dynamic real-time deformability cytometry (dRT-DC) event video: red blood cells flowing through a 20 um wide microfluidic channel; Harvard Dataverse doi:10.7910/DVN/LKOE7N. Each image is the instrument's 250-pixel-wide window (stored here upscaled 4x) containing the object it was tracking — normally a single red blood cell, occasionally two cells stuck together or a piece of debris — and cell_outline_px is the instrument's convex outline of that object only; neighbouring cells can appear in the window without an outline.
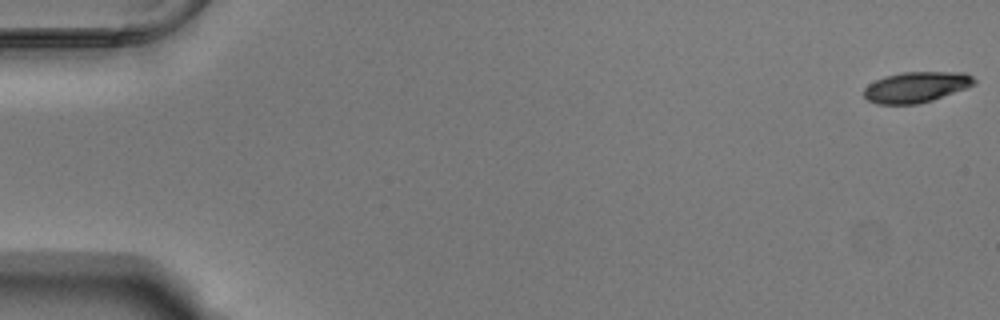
{"species": "Egyptian fruit bat (a non-hibernating species)", "species_latin": "Rousettus aegyptiacus", "temperature_condition": "warm", "stored_images_in_passage": 55, "camera_frame_rate_fps": 3000, "um_per_image_px": 0.085, "animal": {"sex": "male"}, "frame": {"image": 1, "passage_image": 1, "time_ms": 0.0, "image_size_px": [1000, 320], "cell_outline_px": [[976, 84], [932, 100], [916, 104], [876, 104], [868, 100], [864, 96], [864, 88], [868, 84], [884, 76], [900, 72], [964, 72], [972, 76], [976, 80]], "centroid_in_image_um": [77.86, 7.39], "position_along_channel_um": 7.1, "area_um2": 19.71}}
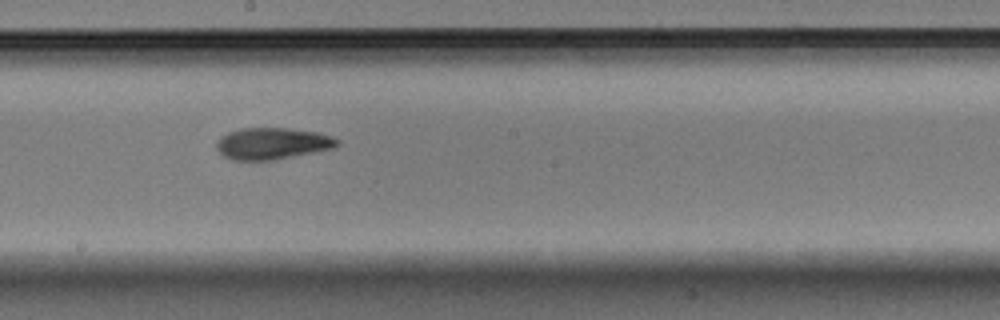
{"frame": {"image": 2, "passage_image": 31, "time_ms": 10.0, "image_size_px": [1000, 320], "cell_outline_px": [[340, 144], [332, 148], [272, 160], [232, 160], [224, 156], [216, 148], [216, 144], [220, 136], [228, 132], [240, 128], [288, 128], [316, 132], [340, 140]], "centroid_in_image_um": [23.1, 12.19], "position_along_channel_um": 225.1, "area_um2": 22.02}}
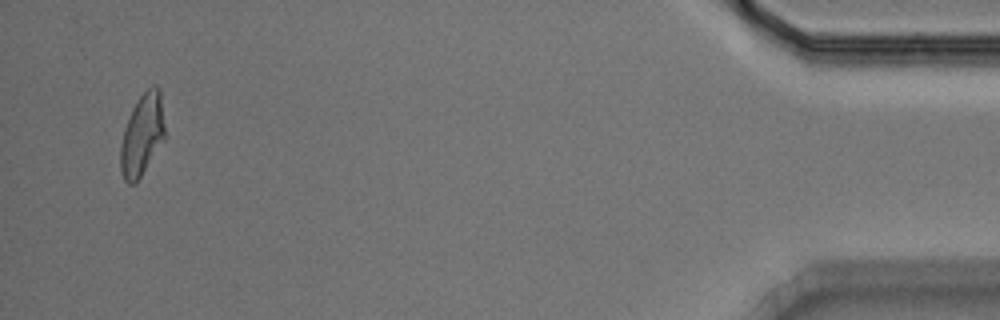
{"frame": {"image": 3, "passage_image": 53, "time_ms": 17.333, "image_size_px": [1000, 320], "cell_outline_px": [[164, 140], [136, 184], [128, 184], [124, 180], [120, 168], [120, 148], [124, 128], [132, 108], [140, 96], [148, 88], [156, 84], [160, 88], [164, 124]], "centroid_in_image_um": [12.07, 11.48], "position_along_channel_um": 423.1, "area_um2": 21.15}, "authors_computed_cell_mechanics": {"area_um2": 21.2704, "velocity_mm_per_s": 3.7595, "shape_relaxation_time_tau1_ms": 5.7883, "shape_relaxation_time_tau2_ms": 4.4334, "deformation_change_tau1": 0.1841, "deformation_change_tau2": 0.129}}